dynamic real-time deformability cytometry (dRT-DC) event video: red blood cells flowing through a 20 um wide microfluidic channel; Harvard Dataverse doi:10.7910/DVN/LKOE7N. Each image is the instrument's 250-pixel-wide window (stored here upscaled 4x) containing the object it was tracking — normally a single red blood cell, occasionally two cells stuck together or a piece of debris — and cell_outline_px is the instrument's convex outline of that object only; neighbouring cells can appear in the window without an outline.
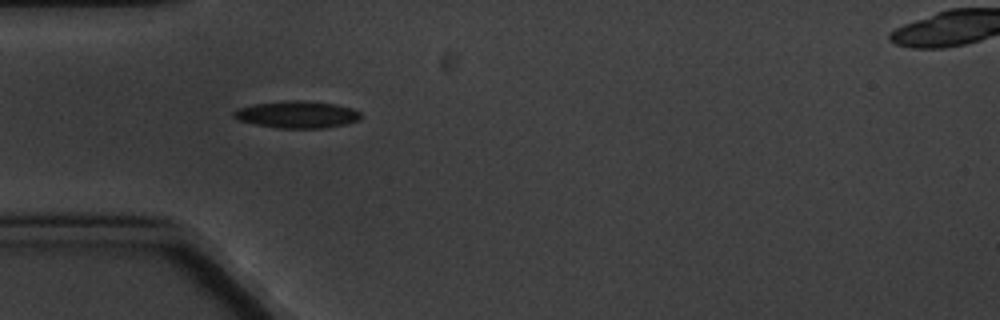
{"species": "common noctule bat (a hibernating species)", "species_latin": "Nyctalus noctula", "temperature_condition": "cold", "stored_images_in_passage": 3, "camera_frame_rate_fps": 3000, "um_per_image_px": 0.085, "animal": {"sex": "male", "body_mass_g": 20.1, "forearm_length_mm": 53.5}, "frame": {"image": 1, "passage_image": 1, "time_ms": 0.0, "image_size_px": [1000, 320], "cell_outline_px": [[360, 120], [328, 128], [276, 128], [236, 120], [232, 116], [232, 112], [240, 108], [256, 104], [284, 100], [300, 100], [336, 104], [352, 108], [360, 112]], "centroid_in_image_um": [25.25, 9.74], "position_along_channel_um": 59.8, "area_um2": 20.06}}
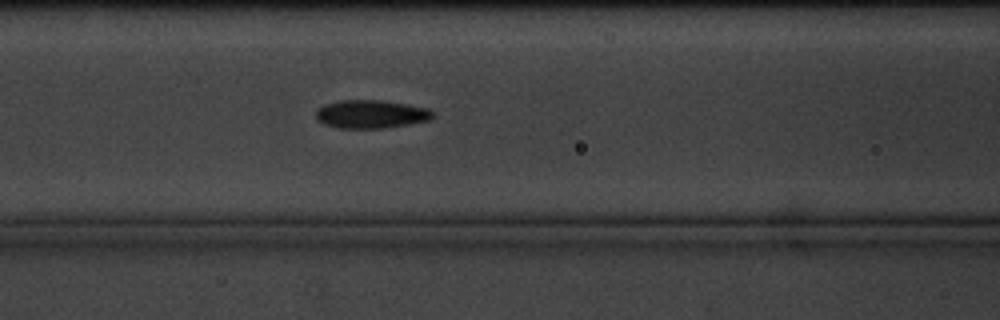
{"frame": {"image": 2, "passage_image": 3, "time_ms": 2.333, "image_size_px": [1000, 320], "cell_outline_px": [[432, 116], [428, 120], [408, 124], [380, 128], [336, 128], [324, 124], [316, 120], [316, 108], [324, 104], [340, 100], [376, 100], [404, 104], [428, 108], [432, 112]], "centroid_in_image_um": [31.44, 9.7], "position_along_channel_um": 135.2, "area_um2": 19.07}}